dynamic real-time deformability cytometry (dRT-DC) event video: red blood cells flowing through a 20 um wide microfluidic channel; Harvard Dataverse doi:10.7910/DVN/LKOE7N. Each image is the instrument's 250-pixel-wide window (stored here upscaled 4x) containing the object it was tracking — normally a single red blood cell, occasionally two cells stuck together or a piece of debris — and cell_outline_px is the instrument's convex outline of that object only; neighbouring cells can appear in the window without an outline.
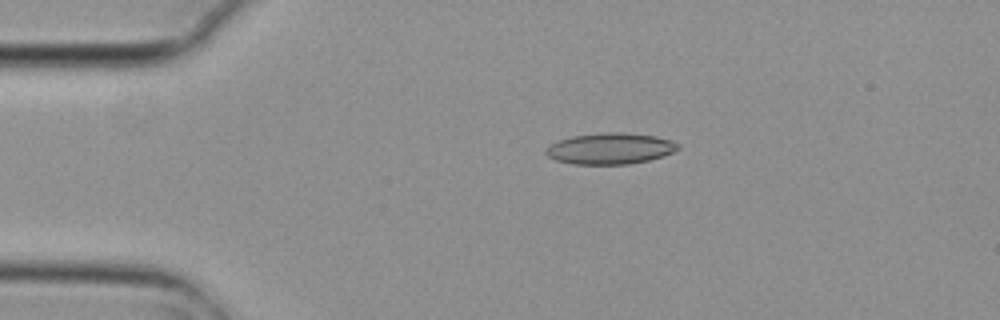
{"species": "common noctule bat (a hibernating species)", "species_latin": "Nyctalus noctula", "temperature_condition": "cold", "stored_images_in_passage": 3, "camera_frame_rate_fps": 3000, "um_per_image_px": 0.085, "animal": {"sex": "female", "body_mass_g": 29.2, "forearm_length_mm": 56.3}, "frame": {"image": 1, "passage_image": 1, "time_ms": 0.0, "image_size_px": [1000, 320], "cell_outline_px": [[680, 148], [672, 152], [648, 160], [628, 164], [576, 164], [556, 160], [548, 156], [544, 152], [544, 148], [560, 140], [572, 136], [612, 132], [620, 132], [656, 136], [672, 140], [680, 144]], "centroid_in_image_um": [51.87, 12.62], "position_along_channel_um": 33.1, "area_um2": 23.76}}
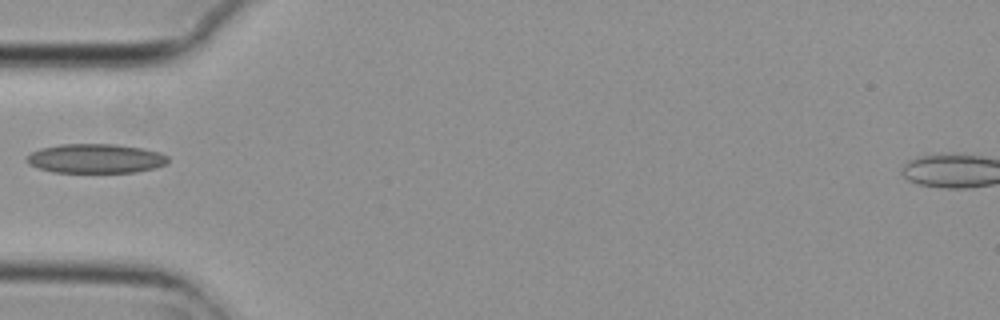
{"frame": {"image": 2, "passage_image": 3, "time_ms": 0.667, "image_size_px": [1000, 320], "cell_outline_px": [[168, 164], [156, 168], [136, 172], [52, 172], [28, 164], [24, 160], [32, 152], [40, 148], [60, 144], [116, 144], [144, 148], [160, 152], [168, 156]], "centroid_in_image_um": [8.16, 13.47], "position_along_channel_um": 76.8, "area_um2": 24.33}}